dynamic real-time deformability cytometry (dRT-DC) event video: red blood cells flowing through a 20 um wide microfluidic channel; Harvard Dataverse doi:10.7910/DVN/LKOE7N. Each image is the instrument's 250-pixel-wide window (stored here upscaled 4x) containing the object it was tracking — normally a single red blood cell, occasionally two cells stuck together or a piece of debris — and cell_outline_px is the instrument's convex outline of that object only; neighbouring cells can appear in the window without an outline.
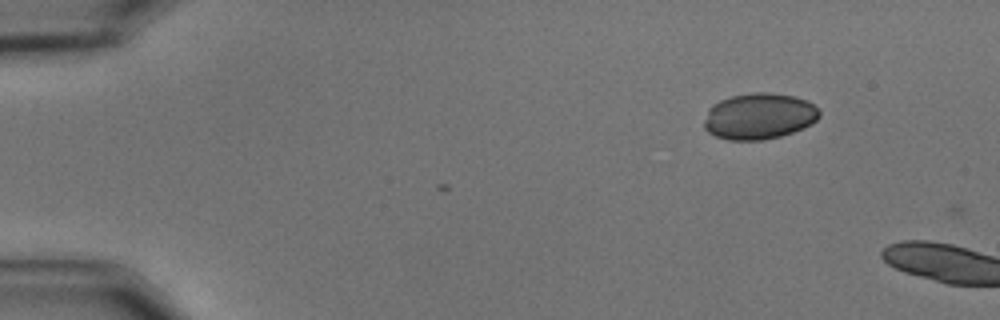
{"species": "common noctule bat (a hibernating species)", "species_latin": "Nyctalus noctula", "temperature_condition": "cold", "stored_images_in_passage": 2, "camera_frame_rate_fps": 3000, "um_per_image_px": 0.085, "animal": {"sex": "male", "body_mass_g": 15.6}, "frame": {"image": 1, "passage_image": 1, "time_ms": 0.0, "image_size_px": [1000, 320], "cell_outline_px": [[820, 116], [812, 124], [804, 128], [780, 136], [764, 140], [728, 140], [716, 136], [708, 132], [704, 128], [704, 120], [708, 108], [712, 104], [720, 100], [732, 96], [752, 92], [768, 92], [792, 96], [808, 100], [820, 112]], "centroid_in_image_um": [64.51, 9.88], "position_along_channel_um": 20.5, "area_um2": 31.15}}